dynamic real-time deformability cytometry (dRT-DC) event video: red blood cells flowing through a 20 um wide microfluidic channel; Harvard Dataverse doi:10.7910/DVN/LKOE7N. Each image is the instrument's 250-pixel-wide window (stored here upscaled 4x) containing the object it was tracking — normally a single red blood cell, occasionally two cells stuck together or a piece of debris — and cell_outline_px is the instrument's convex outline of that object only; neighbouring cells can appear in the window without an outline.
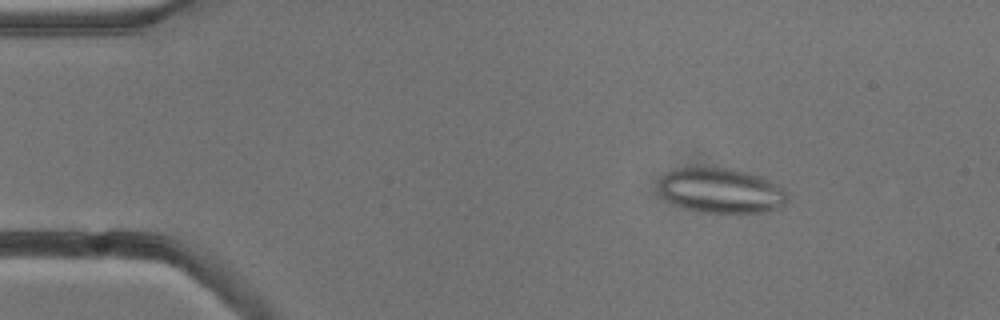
{"species": "common noctule bat (a hibernating species)", "species_latin": "Nyctalus noctula", "temperature_condition": "cold", "stored_images_in_passage": 5, "camera_frame_rate_fps": 3000, "um_per_image_px": 0.085, "animal": {"sex": "male", "body_mass_g": 13.3}, "frame": {"image": 1, "passage_image": 3, "time_ms": 2.0, "image_size_px": [1000, 320], "cell_outline_px": [[788, 200], [780, 208], [760, 212], [704, 212], [688, 208], [676, 204], [668, 200], [660, 192], [660, 180], [668, 172], [676, 168], [696, 164], [736, 168], [764, 176], [780, 184], [788, 192]], "centroid_in_image_um": [61.36, 16.13], "position_along_channel_um": 23.6, "area_um2": 34.62}}